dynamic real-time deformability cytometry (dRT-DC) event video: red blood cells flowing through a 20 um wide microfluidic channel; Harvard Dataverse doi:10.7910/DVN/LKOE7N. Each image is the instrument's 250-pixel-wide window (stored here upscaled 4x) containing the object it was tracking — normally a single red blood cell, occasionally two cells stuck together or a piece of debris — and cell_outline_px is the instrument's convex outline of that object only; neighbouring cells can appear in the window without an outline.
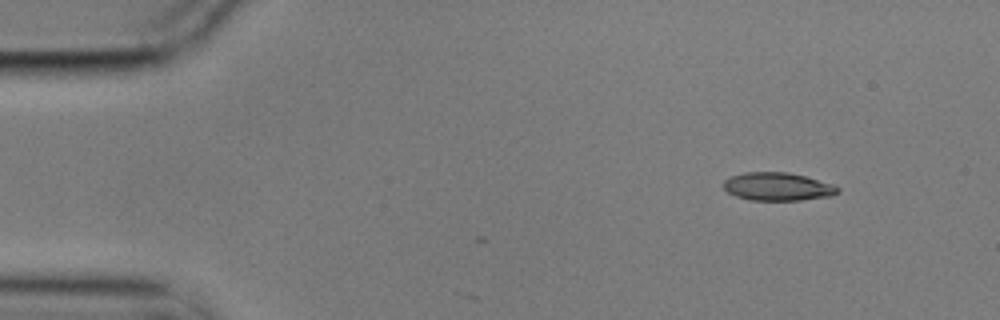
{"species": "common noctule bat (a hibernating species)", "species_latin": "Nyctalus noctula", "temperature_condition": "cold", "stored_images_in_passage": 2, "camera_frame_rate_fps": 3000, "um_per_image_px": 0.085, "animal": {"sex": "male", "body_mass_g": 17.9}, "frame": {"image": 1, "passage_image": 2, "time_ms": 0.333, "image_size_px": [1000, 320], "cell_outline_px": [[840, 192], [832, 196], [800, 200], [748, 200], [736, 196], [728, 192], [724, 188], [724, 180], [732, 176], [744, 172], [788, 172], [804, 176], [832, 184], [840, 188]], "centroid_in_image_um": [66.11, 15.86], "position_along_channel_um": 18.9, "area_um2": 18.67}}